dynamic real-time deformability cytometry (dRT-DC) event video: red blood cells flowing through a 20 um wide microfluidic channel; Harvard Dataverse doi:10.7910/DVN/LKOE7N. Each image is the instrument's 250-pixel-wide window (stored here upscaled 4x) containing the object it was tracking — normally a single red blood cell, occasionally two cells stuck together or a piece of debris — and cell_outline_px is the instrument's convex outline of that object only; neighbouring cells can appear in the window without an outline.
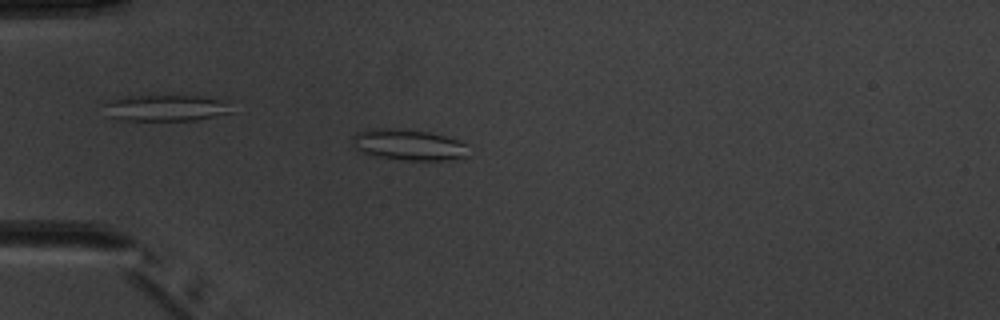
{"species": "common noctule bat (a hibernating species)", "species_latin": "Nyctalus noctula", "temperature_condition": "warm", "stored_images_in_passage": 4, "camera_frame_rate_fps": 3000, "um_per_image_px": 0.085, "animal": {"sex": "male", "body_mass_g": 20.1, "forearm_length_mm": 53.5}, "frame": {"image": 1, "passage_image": 4, "time_ms": 4.333, "image_size_px": [1000, 320], "cell_outline_px": [[468, 156], [444, 160], [404, 160], [368, 156], [356, 148], [352, 140], [352, 136], [356, 132], [368, 128], [372, 128], [428, 132], [444, 136], [468, 144]], "centroid_in_image_um": [34.69, 12.33], "position_along_channel_um": 50.3, "area_um2": 20.87}}